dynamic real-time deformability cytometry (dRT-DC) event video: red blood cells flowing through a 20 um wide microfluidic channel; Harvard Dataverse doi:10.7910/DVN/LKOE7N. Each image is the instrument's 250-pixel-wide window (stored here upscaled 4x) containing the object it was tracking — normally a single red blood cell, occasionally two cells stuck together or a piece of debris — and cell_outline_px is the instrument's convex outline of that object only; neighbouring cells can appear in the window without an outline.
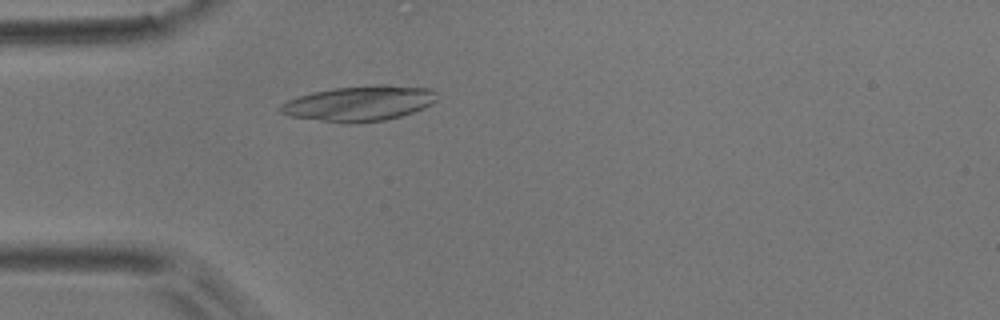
{"species": "common noctule bat (a hibernating species)", "species_latin": "Nyctalus noctula", "temperature_condition": "room temperature", "stored_images_in_passage": 3, "camera_frame_rate_fps": 3000, "um_per_image_px": 0.085, "animal": {"sex": "male", "body_mass_g": 17.9}, "frame": {"image": 1, "passage_image": 3, "time_ms": 2.667, "image_size_px": [1000, 320], "cell_outline_px": [[440, 96], [432, 104], [424, 108], [400, 116], [384, 120], [348, 124], [344, 124], [288, 116], [280, 112], [280, 104], [288, 100], [312, 92], [336, 88], [376, 84], [388, 84], [432, 88]], "centroid_in_image_um": [30.58, 8.78], "position_along_channel_um": 54.4, "area_um2": 32.48}}